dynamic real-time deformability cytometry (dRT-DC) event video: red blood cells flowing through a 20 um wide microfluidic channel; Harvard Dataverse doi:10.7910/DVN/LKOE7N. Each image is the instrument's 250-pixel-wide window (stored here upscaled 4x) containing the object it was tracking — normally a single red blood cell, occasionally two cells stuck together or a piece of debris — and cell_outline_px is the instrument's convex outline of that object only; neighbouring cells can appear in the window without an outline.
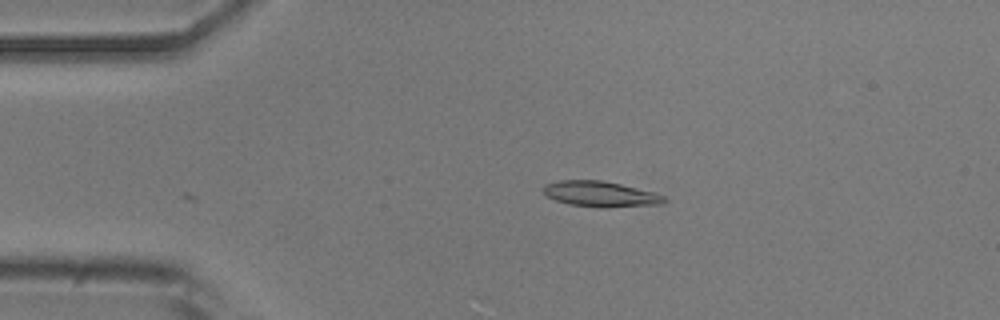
{"species": "common noctule bat (a hibernating species)", "species_latin": "Nyctalus noctula", "temperature_condition": "room temperature", "stored_images_in_passage": 11, "camera_frame_rate_fps": 3000, "um_per_image_px": 0.085, "animal": {"sex": "male", "body_mass_g": 20.5, "forearm_length_mm": 52.5}, "frame": {"image": 1, "passage_image": 11, "time_ms": 3.333, "image_size_px": [1000, 320], "cell_outline_px": [[668, 200], [664, 204], [608, 208], [600, 208], [568, 204], [544, 196], [544, 184], [560, 180], [600, 180], [620, 184], [652, 192], [664, 196]], "centroid_in_image_um": [51.03, 16.51], "position_along_channel_um": 34.0, "area_um2": 18.15}}